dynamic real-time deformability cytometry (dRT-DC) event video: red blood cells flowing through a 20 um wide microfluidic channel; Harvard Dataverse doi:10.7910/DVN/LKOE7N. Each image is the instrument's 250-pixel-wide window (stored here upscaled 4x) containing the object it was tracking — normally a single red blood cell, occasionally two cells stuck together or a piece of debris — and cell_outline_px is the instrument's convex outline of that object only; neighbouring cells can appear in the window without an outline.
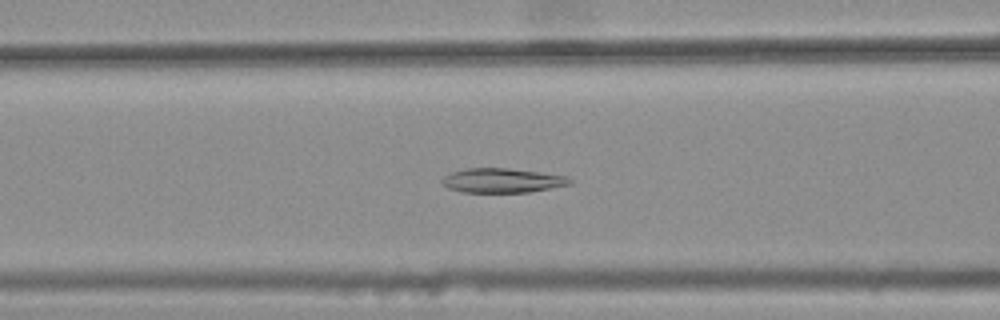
{"species": "common noctule bat (a hibernating species)", "species_latin": "Nyctalus noctula", "temperature_condition": "warm", "stored_images_in_passage": 31, "camera_frame_rate_fps": 3000, "um_per_image_px": 0.085, "animal": {"sex": "female", "body_mass_g": 25.1}, "frame": {"image": 1, "passage_image": 7, "time_ms": 2.0, "image_size_px": [1000, 320], "cell_outline_px": [[572, 184], [528, 192], [460, 192], [448, 188], [440, 180], [444, 176], [452, 172], [468, 168], [508, 168], [540, 172], [568, 176], [572, 180]], "centroid_in_image_um": [42.7, 15.34], "position_along_channel_um": 123.9, "area_um2": 18.15}}
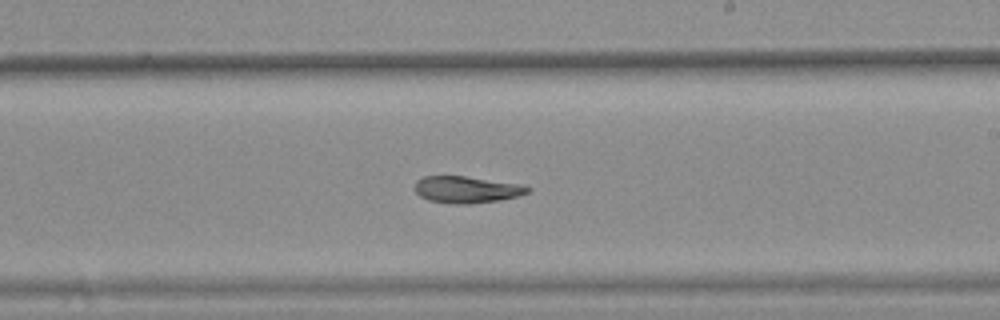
{"frame": {"image": 2, "passage_image": 17, "time_ms": 5.333, "image_size_px": [1000, 320], "cell_outline_px": [[532, 188], [528, 192], [520, 196], [500, 200], [468, 204], [448, 204], [428, 200], [420, 196], [416, 192], [416, 180], [424, 176], [464, 176], [520, 184]], "centroid_in_image_um": [39.67, 16.12], "position_along_channel_um": 249.3, "area_um2": 17.63}}
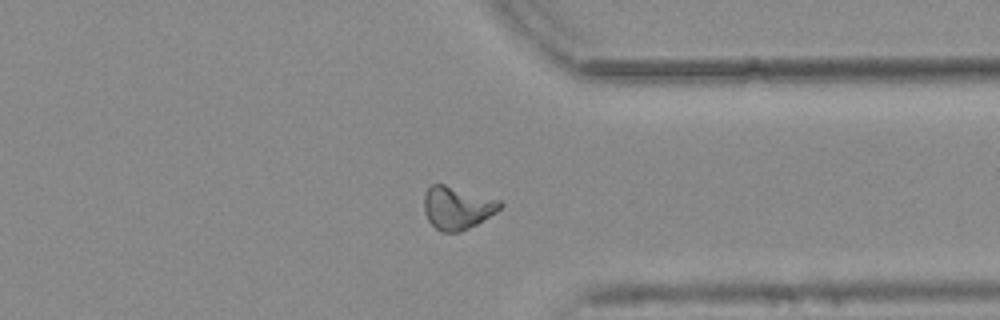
{"frame": {"image": 3, "passage_image": 27, "time_ms": 8.667, "image_size_px": [1000, 320], "cell_outline_px": [[504, 204], [496, 212], [476, 224], [460, 232], [444, 232], [436, 228], [428, 220], [424, 212], [424, 192], [432, 184], [444, 184], [500, 200]], "centroid_in_image_um": [38.84, 17.65], "position_along_channel_um": 372.6, "area_um2": 18.84}, "authors_computed_cell_mechanics": {"area_um2": 18.0336, "velocity_mm_per_s": 3.7766, "shape_relaxation_time_tau1_ms": null, "shape_relaxation_time_tau2_ms": 5.1389, "deformation_change_tau1": null, "deformation_change_tau2": 0.0982}}